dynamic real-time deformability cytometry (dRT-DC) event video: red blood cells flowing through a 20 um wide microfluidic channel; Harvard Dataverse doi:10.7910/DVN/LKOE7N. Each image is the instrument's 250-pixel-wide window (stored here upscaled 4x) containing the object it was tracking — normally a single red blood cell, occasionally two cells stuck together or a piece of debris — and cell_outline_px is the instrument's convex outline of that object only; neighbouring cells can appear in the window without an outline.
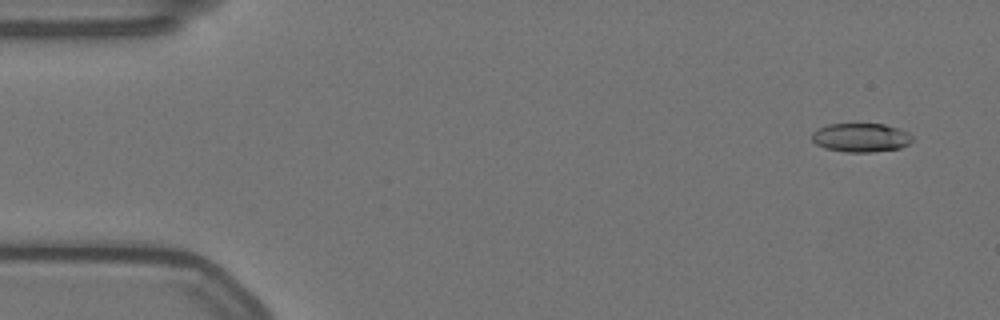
{"species": "Egyptian fruit bat (a non-hibernating species)", "species_latin": "Rousettus aegyptiacus", "temperature_condition": "warm", "stored_images_in_passage": 58, "camera_frame_rate_fps": 3000, "um_per_image_px": 0.085, "animal": {"sex": "female"}, "frame": {"image": 1, "passage_image": 4, "time_ms": 1.0, "image_size_px": [1000, 320], "cell_outline_px": [[912, 140], [908, 144], [900, 148], [872, 152], [844, 152], [824, 148], [816, 144], [812, 140], [812, 132], [816, 128], [828, 124], [884, 124], [908, 132], [912, 136]], "centroid_in_image_um": [73.13, 11.69], "position_along_channel_um": 11.9, "area_um2": 16.94}}
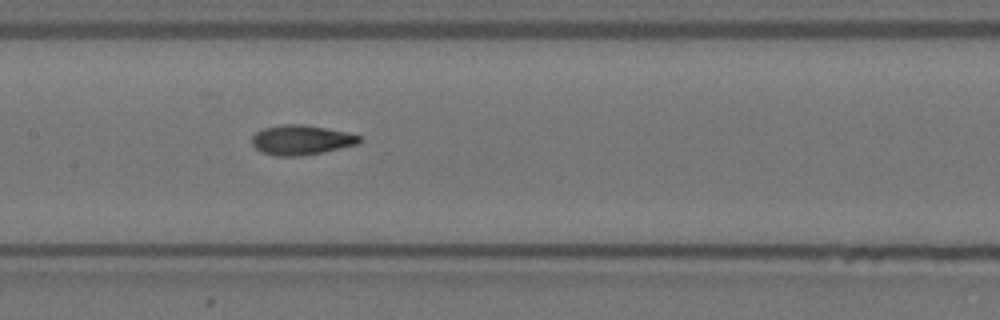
{"frame": {"image": 2, "passage_image": 28, "time_ms": 9.0, "image_size_px": [1000, 320], "cell_outline_px": [[360, 140], [356, 144], [324, 152], [300, 156], [276, 156], [260, 152], [252, 144], [252, 136], [256, 132], [264, 128], [280, 124], [304, 124], [348, 132], [360, 136]], "centroid_in_image_um": [25.57, 11.89], "position_along_channel_um": 181.8, "area_um2": 18.67}}
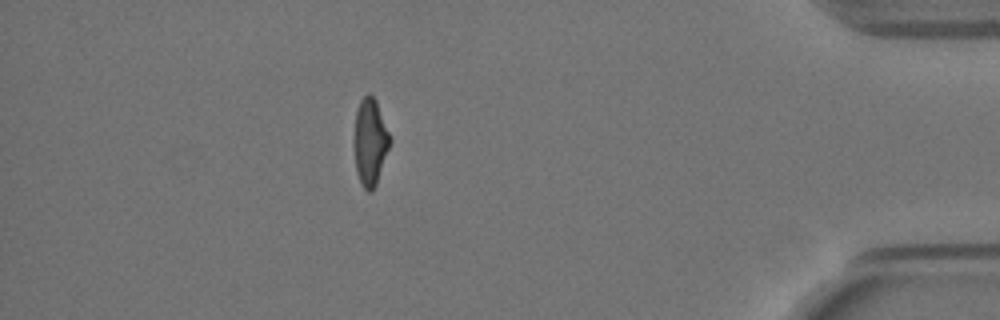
{"frame": {"image": 3, "passage_image": 51, "time_ms": 16.667, "image_size_px": [1000, 320], "cell_outline_px": [[392, 140], [376, 184], [372, 192], [368, 192], [360, 184], [356, 172], [352, 140], [356, 112], [360, 100], [368, 92], [376, 100]], "centroid_in_image_um": [31.43, 12.08], "position_along_channel_um": 403.8, "area_um2": 18.55}, "authors_computed_cell_mechanics": {"area_um2": 18.0625, "velocity_mm_per_s": 3.5443, "shape_relaxation_time_tau1_ms": 3.4823, "shape_relaxation_time_tau2_ms": 2.8929, "deformation_change_tau1": 0.1601, "deformation_change_tau2": 0.1059}}